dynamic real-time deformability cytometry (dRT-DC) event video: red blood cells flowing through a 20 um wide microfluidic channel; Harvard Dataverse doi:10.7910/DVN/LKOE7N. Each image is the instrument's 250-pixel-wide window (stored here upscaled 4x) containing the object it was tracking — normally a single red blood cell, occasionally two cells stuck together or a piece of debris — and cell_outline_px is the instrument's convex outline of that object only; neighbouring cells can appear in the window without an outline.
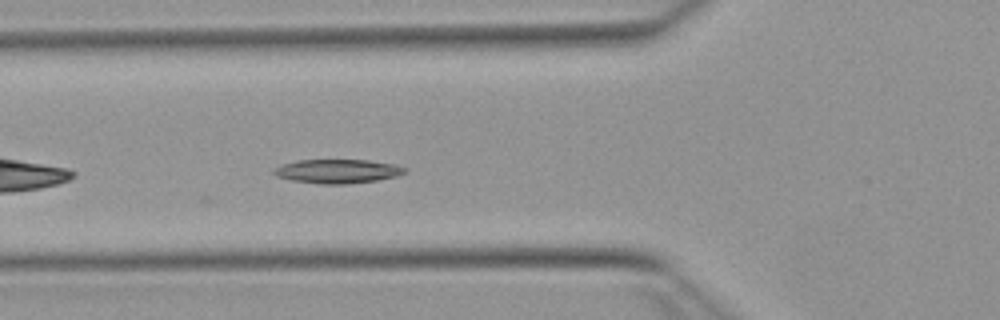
{"species": "Egyptian fruit bat (a non-hibernating species)", "species_latin": "Rousettus aegyptiacus", "temperature_condition": "warm", "stored_images_in_passage": 28, "camera_frame_rate_fps": 3000, "um_per_image_px": 0.085, "animal": {"sex": "female"}, "frame": {"image": 1, "passage_image": 3, "time_ms": 0.667, "image_size_px": [1000, 320], "cell_outline_px": [[408, 172], [396, 176], [376, 180], [348, 184], [320, 184], [292, 180], [276, 176], [272, 172], [276, 168], [284, 164], [296, 160], [368, 160], [396, 164], [408, 168]], "centroid_in_image_um": [28.74, 14.55], "position_along_channel_um": 97.1, "area_um2": 18.32}}
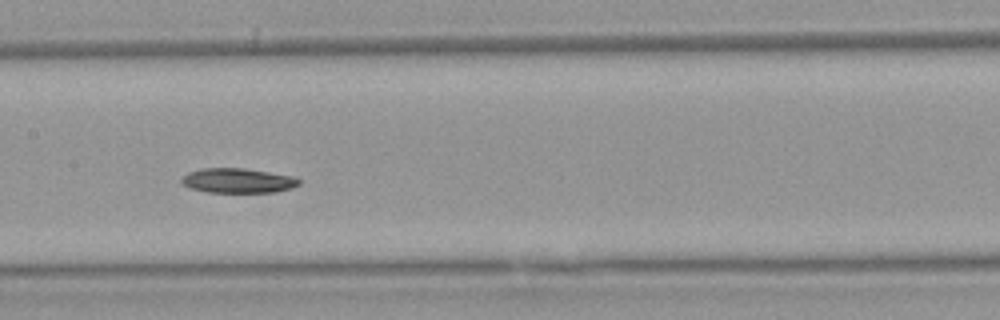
{"frame": {"image": 2, "passage_image": 10, "time_ms": 3.0, "image_size_px": [1000, 320], "cell_outline_px": [[300, 184], [292, 188], [276, 192], [208, 192], [188, 188], [180, 184], [180, 176], [188, 172], [200, 168], [244, 168], [296, 176], [300, 180]], "centroid_in_image_um": [20.18, 15.35], "position_along_channel_um": 187.2, "area_um2": 17.28}}
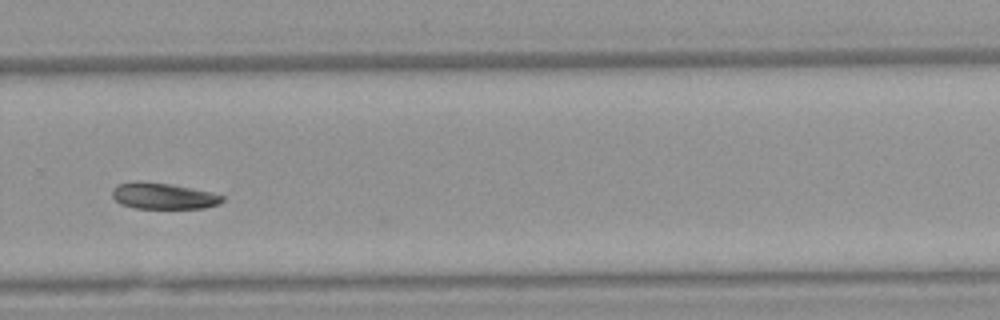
{"frame": {"image": 3, "passage_image": 20, "time_ms": 6.333, "image_size_px": [1000, 320], "cell_outline_px": [[224, 200], [220, 204], [204, 208], [136, 208], [120, 204], [112, 196], [112, 188], [116, 184], [136, 180], [172, 184], [212, 192], [224, 196]], "centroid_in_image_um": [13.86, 16.64], "position_along_channel_um": 315.9, "area_um2": 17.05}}